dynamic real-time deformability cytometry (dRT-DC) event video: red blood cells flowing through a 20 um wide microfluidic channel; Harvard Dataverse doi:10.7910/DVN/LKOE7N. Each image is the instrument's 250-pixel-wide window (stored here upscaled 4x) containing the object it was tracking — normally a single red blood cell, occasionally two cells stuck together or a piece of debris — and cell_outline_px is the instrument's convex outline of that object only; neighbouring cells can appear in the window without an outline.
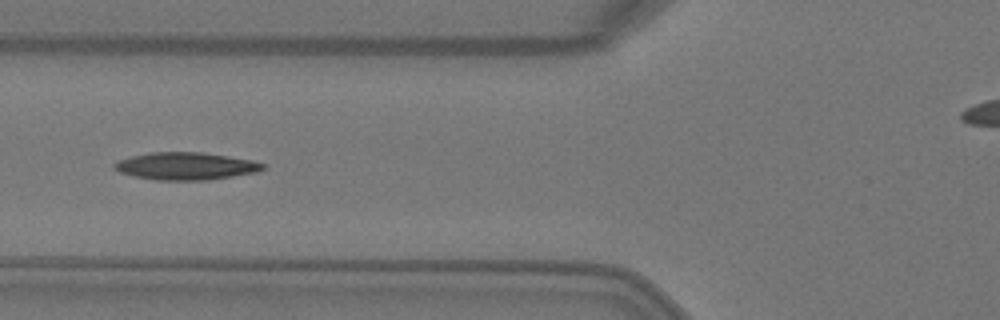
{"species": "Egyptian fruit bat (a non-hibernating species)", "species_latin": "Rousettus aegyptiacus", "temperature_condition": "warm", "stored_images_in_passage": 6, "camera_frame_rate_fps": 3000, "um_per_image_px": 0.085, "animal": {"sex": "female"}, "frame": {"image": 1, "passage_image": 5, "time_ms": 1.333, "image_size_px": [1000, 320], "cell_outline_px": [[264, 168], [256, 172], [208, 180], [156, 180], [136, 176], [120, 172], [112, 168], [112, 164], [120, 160], [132, 156], [152, 152], [200, 152], [228, 156], [252, 160], [264, 164]], "centroid_in_image_um": [15.77, 14.12], "position_along_channel_um": 110.0, "area_um2": 23.52}}